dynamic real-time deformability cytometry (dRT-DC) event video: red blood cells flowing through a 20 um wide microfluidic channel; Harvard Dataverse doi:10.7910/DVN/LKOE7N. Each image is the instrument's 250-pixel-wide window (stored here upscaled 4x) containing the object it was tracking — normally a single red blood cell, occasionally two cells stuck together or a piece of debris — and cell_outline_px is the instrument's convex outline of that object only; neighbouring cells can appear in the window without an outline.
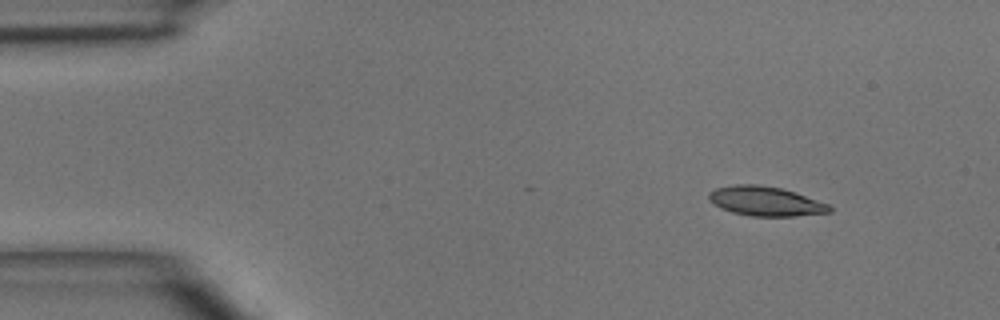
{"species": "common noctule bat (a hibernating species)", "species_latin": "Nyctalus noctula", "temperature_condition": "room temperature", "stored_images_in_passage": 4, "camera_frame_rate_fps": 3000, "um_per_image_px": 0.085, "animal": {"sex": "male", "body_mass_g": 15.6}, "frame": {"image": 1, "passage_image": 1, "time_ms": 0.0, "image_size_px": [1000, 320], "cell_outline_px": [[832, 212], [792, 216], [752, 216], [732, 212], [720, 208], [708, 196], [708, 192], [716, 188], [736, 184], [760, 184], [780, 188], [828, 204], [832, 208]], "centroid_in_image_um": [65.05, 17.1], "position_along_channel_um": 19.9, "area_um2": 20.35}}
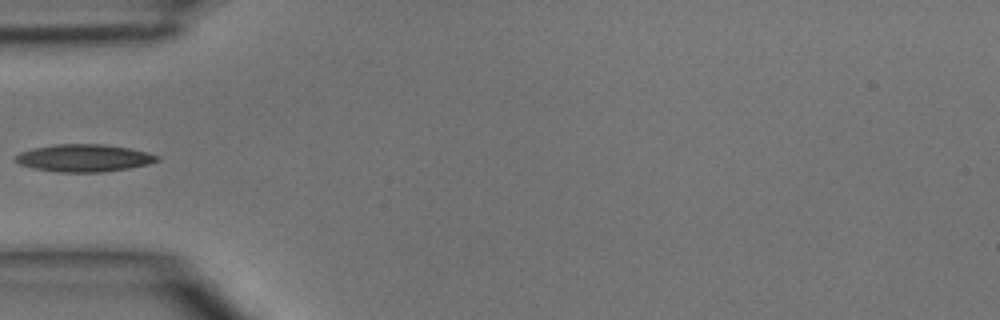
{"frame": {"image": 2, "passage_image": 4, "time_ms": 3.333, "image_size_px": [1000, 320], "cell_outline_px": [[160, 160], [148, 164], [128, 168], [100, 172], [56, 172], [36, 168], [20, 164], [12, 160], [12, 156], [20, 152], [32, 148], [56, 144], [104, 144], [128, 148], [148, 152], [160, 156]], "centroid_in_image_um": [7.11, 13.42], "position_along_channel_um": 77.9, "area_um2": 22.72}}